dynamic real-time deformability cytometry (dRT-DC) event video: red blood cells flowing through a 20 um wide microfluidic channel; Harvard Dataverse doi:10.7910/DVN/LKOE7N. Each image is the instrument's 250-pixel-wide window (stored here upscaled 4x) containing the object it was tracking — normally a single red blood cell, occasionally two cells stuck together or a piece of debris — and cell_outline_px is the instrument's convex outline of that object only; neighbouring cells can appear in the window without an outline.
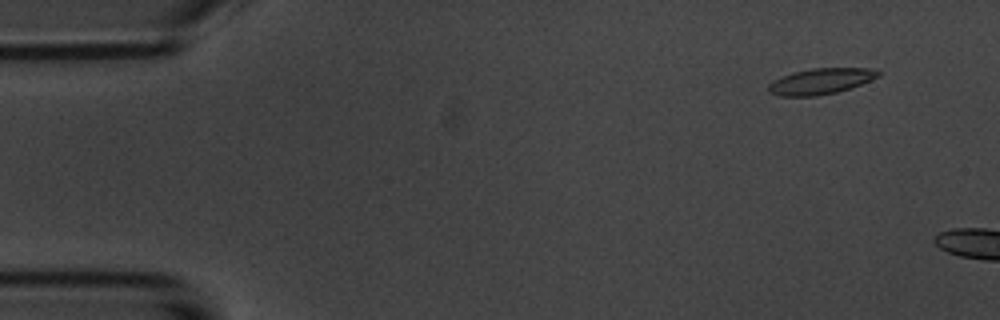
{"species": "common noctule bat (a hibernating species)", "species_latin": "Nyctalus noctula", "temperature_condition": "room temperature", "stored_images_in_passage": 12, "camera_frame_rate_fps": 3000, "um_per_image_px": 0.085, "animal": {"sex": "male", "body_mass_g": 20.1, "forearm_length_mm": 53.5}, "frame": {"image": 1, "passage_image": 3, "time_ms": 0.667, "image_size_px": [1000, 320], "cell_outline_px": [[880, 76], [860, 84], [836, 92], [816, 96], [780, 96], [768, 92], [768, 84], [772, 80], [792, 72], [812, 68], [872, 68], [880, 72]], "centroid_in_image_um": [69.71, 6.9], "position_along_channel_um": 15.3, "area_um2": 16.53}}